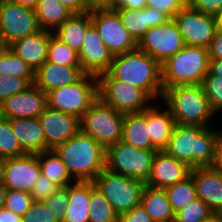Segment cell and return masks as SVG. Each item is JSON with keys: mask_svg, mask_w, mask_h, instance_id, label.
<instances>
[{"mask_svg": "<svg viewBox=\"0 0 222 222\" xmlns=\"http://www.w3.org/2000/svg\"><path fill=\"white\" fill-rule=\"evenodd\" d=\"M54 151L73 181L93 182L106 168V149L81 130Z\"/></svg>", "mask_w": 222, "mask_h": 222, "instance_id": "obj_1", "label": "cell"}, {"mask_svg": "<svg viewBox=\"0 0 222 222\" xmlns=\"http://www.w3.org/2000/svg\"><path fill=\"white\" fill-rule=\"evenodd\" d=\"M107 72L115 80L143 89L153 100L163 97L161 64L139 48L113 56Z\"/></svg>", "mask_w": 222, "mask_h": 222, "instance_id": "obj_2", "label": "cell"}, {"mask_svg": "<svg viewBox=\"0 0 222 222\" xmlns=\"http://www.w3.org/2000/svg\"><path fill=\"white\" fill-rule=\"evenodd\" d=\"M218 130L176 124L164 151L190 168L210 167L214 160Z\"/></svg>", "mask_w": 222, "mask_h": 222, "instance_id": "obj_3", "label": "cell"}, {"mask_svg": "<svg viewBox=\"0 0 222 222\" xmlns=\"http://www.w3.org/2000/svg\"><path fill=\"white\" fill-rule=\"evenodd\" d=\"M162 98L178 125L209 127L215 116L202 85L165 88Z\"/></svg>", "mask_w": 222, "mask_h": 222, "instance_id": "obj_4", "label": "cell"}, {"mask_svg": "<svg viewBox=\"0 0 222 222\" xmlns=\"http://www.w3.org/2000/svg\"><path fill=\"white\" fill-rule=\"evenodd\" d=\"M209 51L185 45L162 65V87L201 85L209 69Z\"/></svg>", "mask_w": 222, "mask_h": 222, "instance_id": "obj_5", "label": "cell"}, {"mask_svg": "<svg viewBox=\"0 0 222 222\" xmlns=\"http://www.w3.org/2000/svg\"><path fill=\"white\" fill-rule=\"evenodd\" d=\"M98 98V78L92 74H84L74 84L47 93L49 108L74 115L78 119Z\"/></svg>", "mask_w": 222, "mask_h": 222, "instance_id": "obj_6", "label": "cell"}, {"mask_svg": "<svg viewBox=\"0 0 222 222\" xmlns=\"http://www.w3.org/2000/svg\"><path fill=\"white\" fill-rule=\"evenodd\" d=\"M124 114L98 98L80 119V130L105 149L122 140Z\"/></svg>", "mask_w": 222, "mask_h": 222, "instance_id": "obj_7", "label": "cell"}, {"mask_svg": "<svg viewBox=\"0 0 222 222\" xmlns=\"http://www.w3.org/2000/svg\"><path fill=\"white\" fill-rule=\"evenodd\" d=\"M99 98L122 114L141 113L153 99L141 88L115 80L108 72L97 76ZM149 104V105H148Z\"/></svg>", "mask_w": 222, "mask_h": 222, "instance_id": "obj_8", "label": "cell"}, {"mask_svg": "<svg viewBox=\"0 0 222 222\" xmlns=\"http://www.w3.org/2000/svg\"><path fill=\"white\" fill-rule=\"evenodd\" d=\"M157 151L136 148L121 140L106 149V168L111 172L146 182Z\"/></svg>", "mask_w": 222, "mask_h": 222, "instance_id": "obj_9", "label": "cell"}, {"mask_svg": "<svg viewBox=\"0 0 222 222\" xmlns=\"http://www.w3.org/2000/svg\"><path fill=\"white\" fill-rule=\"evenodd\" d=\"M95 187L107 198L120 215L140 205L145 182L117 174L105 168L93 181Z\"/></svg>", "mask_w": 222, "mask_h": 222, "instance_id": "obj_10", "label": "cell"}, {"mask_svg": "<svg viewBox=\"0 0 222 222\" xmlns=\"http://www.w3.org/2000/svg\"><path fill=\"white\" fill-rule=\"evenodd\" d=\"M39 30L34 9L0 0V39L3 47H9Z\"/></svg>", "mask_w": 222, "mask_h": 222, "instance_id": "obj_11", "label": "cell"}, {"mask_svg": "<svg viewBox=\"0 0 222 222\" xmlns=\"http://www.w3.org/2000/svg\"><path fill=\"white\" fill-rule=\"evenodd\" d=\"M90 18L104 45L113 56L138 48V43L123 26L116 11L108 9L91 10Z\"/></svg>", "mask_w": 222, "mask_h": 222, "instance_id": "obj_12", "label": "cell"}, {"mask_svg": "<svg viewBox=\"0 0 222 222\" xmlns=\"http://www.w3.org/2000/svg\"><path fill=\"white\" fill-rule=\"evenodd\" d=\"M185 45L183 36L173 19L150 28L138 42V48L161 65Z\"/></svg>", "mask_w": 222, "mask_h": 222, "instance_id": "obj_13", "label": "cell"}, {"mask_svg": "<svg viewBox=\"0 0 222 222\" xmlns=\"http://www.w3.org/2000/svg\"><path fill=\"white\" fill-rule=\"evenodd\" d=\"M185 44L209 48L217 32L215 17L186 5L174 17Z\"/></svg>", "mask_w": 222, "mask_h": 222, "instance_id": "obj_14", "label": "cell"}, {"mask_svg": "<svg viewBox=\"0 0 222 222\" xmlns=\"http://www.w3.org/2000/svg\"><path fill=\"white\" fill-rule=\"evenodd\" d=\"M47 107V94L33 83L6 98L0 104V116L7 119L38 118Z\"/></svg>", "mask_w": 222, "mask_h": 222, "instance_id": "obj_15", "label": "cell"}, {"mask_svg": "<svg viewBox=\"0 0 222 222\" xmlns=\"http://www.w3.org/2000/svg\"><path fill=\"white\" fill-rule=\"evenodd\" d=\"M45 136V151L54 150L80 130V119L47 107L38 117Z\"/></svg>", "mask_w": 222, "mask_h": 222, "instance_id": "obj_16", "label": "cell"}, {"mask_svg": "<svg viewBox=\"0 0 222 222\" xmlns=\"http://www.w3.org/2000/svg\"><path fill=\"white\" fill-rule=\"evenodd\" d=\"M78 59L81 70L85 74L98 76L110 69L113 55L104 45L93 25L86 30Z\"/></svg>", "mask_w": 222, "mask_h": 222, "instance_id": "obj_17", "label": "cell"}, {"mask_svg": "<svg viewBox=\"0 0 222 222\" xmlns=\"http://www.w3.org/2000/svg\"><path fill=\"white\" fill-rule=\"evenodd\" d=\"M40 173L37 154H24L18 157L6 158L3 185L7 190L31 193L34 182Z\"/></svg>", "mask_w": 222, "mask_h": 222, "instance_id": "obj_18", "label": "cell"}, {"mask_svg": "<svg viewBox=\"0 0 222 222\" xmlns=\"http://www.w3.org/2000/svg\"><path fill=\"white\" fill-rule=\"evenodd\" d=\"M190 171L191 168L185 162L177 160L164 150L157 151L152 162L151 173L145 184L165 190L186 178Z\"/></svg>", "mask_w": 222, "mask_h": 222, "instance_id": "obj_19", "label": "cell"}, {"mask_svg": "<svg viewBox=\"0 0 222 222\" xmlns=\"http://www.w3.org/2000/svg\"><path fill=\"white\" fill-rule=\"evenodd\" d=\"M190 174L197 197L203 200L215 214H222V173L211 167L191 168Z\"/></svg>", "mask_w": 222, "mask_h": 222, "instance_id": "obj_20", "label": "cell"}, {"mask_svg": "<svg viewBox=\"0 0 222 222\" xmlns=\"http://www.w3.org/2000/svg\"><path fill=\"white\" fill-rule=\"evenodd\" d=\"M52 34V31L40 29L15 41L9 48L35 72L47 61L48 42Z\"/></svg>", "mask_w": 222, "mask_h": 222, "instance_id": "obj_21", "label": "cell"}, {"mask_svg": "<svg viewBox=\"0 0 222 222\" xmlns=\"http://www.w3.org/2000/svg\"><path fill=\"white\" fill-rule=\"evenodd\" d=\"M121 23L138 43L144 34L152 27L167 23L170 18L151 7L142 9H120L116 11Z\"/></svg>", "mask_w": 222, "mask_h": 222, "instance_id": "obj_22", "label": "cell"}, {"mask_svg": "<svg viewBox=\"0 0 222 222\" xmlns=\"http://www.w3.org/2000/svg\"><path fill=\"white\" fill-rule=\"evenodd\" d=\"M85 73L81 66H63L46 61L34 73V84L46 94L53 89L74 84Z\"/></svg>", "mask_w": 222, "mask_h": 222, "instance_id": "obj_23", "label": "cell"}, {"mask_svg": "<svg viewBox=\"0 0 222 222\" xmlns=\"http://www.w3.org/2000/svg\"><path fill=\"white\" fill-rule=\"evenodd\" d=\"M12 132L26 154L45 151V136L38 118L10 119Z\"/></svg>", "mask_w": 222, "mask_h": 222, "instance_id": "obj_24", "label": "cell"}, {"mask_svg": "<svg viewBox=\"0 0 222 222\" xmlns=\"http://www.w3.org/2000/svg\"><path fill=\"white\" fill-rule=\"evenodd\" d=\"M145 120L151 142L158 150H164L176 125L170 110L161 111L153 104L145 110Z\"/></svg>", "mask_w": 222, "mask_h": 222, "instance_id": "obj_25", "label": "cell"}, {"mask_svg": "<svg viewBox=\"0 0 222 222\" xmlns=\"http://www.w3.org/2000/svg\"><path fill=\"white\" fill-rule=\"evenodd\" d=\"M91 25L90 11L72 14L62 25L53 31V35L79 53L86 30Z\"/></svg>", "mask_w": 222, "mask_h": 222, "instance_id": "obj_26", "label": "cell"}, {"mask_svg": "<svg viewBox=\"0 0 222 222\" xmlns=\"http://www.w3.org/2000/svg\"><path fill=\"white\" fill-rule=\"evenodd\" d=\"M89 201L90 182L75 181L70 184L63 222H89Z\"/></svg>", "mask_w": 222, "mask_h": 222, "instance_id": "obj_27", "label": "cell"}, {"mask_svg": "<svg viewBox=\"0 0 222 222\" xmlns=\"http://www.w3.org/2000/svg\"><path fill=\"white\" fill-rule=\"evenodd\" d=\"M140 204L150 215L153 222H170L175 220V213L164 189L145 185L141 194Z\"/></svg>", "mask_w": 222, "mask_h": 222, "instance_id": "obj_28", "label": "cell"}, {"mask_svg": "<svg viewBox=\"0 0 222 222\" xmlns=\"http://www.w3.org/2000/svg\"><path fill=\"white\" fill-rule=\"evenodd\" d=\"M122 141L141 149H156L149 135L145 110L141 113L124 114Z\"/></svg>", "mask_w": 222, "mask_h": 222, "instance_id": "obj_29", "label": "cell"}, {"mask_svg": "<svg viewBox=\"0 0 222 222\" xmlns=\"http://www.w3.org/2000/svg\"><path fill=\"white\" fill-rule=\"evenodd\" d=\"M34 10L40 29L52 32L73 14L58 0H38Z\"/></svg>", "mask_w": 222, "mask_h": 222, "instance_id": "obj_30", "label": "cell"}, {"mask_svg": "<svg viewBox=\"0 0 222 222\" xmlns=\"http://www.w3.org/2000/svg\"><path fill=\"white\" fill-rule=\"evenodd\" d=\"M40 171L59 187L68 186L75 181L68 173L65 164L54 150H46L37 154Z\"/></svg>", "mask_w": 222, "mask_h": 222, "instance_id": "obj_31", "label": "cell"}, {"mask_svg": "<svg viewBox=\"0 0 222 222\" xmlns=\"http://www.w3.org/2000/svg\"><path fill=\"white\" fill-rule=\"evenodd\" d=\"M34 73L9 47H3L0 50V74L4 77L25 78L30 84H33Z\"/></svg>", "mask_w": 222, "mask_h": 222, "instance_id": "obj_32", "label": "cell"}, {"mask_svg": "<svg viewBox=\"0 0 222 222\" xmlns=\"http://www.w3.org/2000/svg\"><path fill=\"white\" fill-rule=\"evenodd\" d=\"M89 222H118L119 214L107 198L90 182Z\"/></svg>", "mask_w": 222, "mask_h": 222, "instance_id": "obj_33", "label": "cell"}, {"mask_svg": "<svg viewBox=\"0 0 222 222\" xmlns=\"http://www.w3.org/2000/svg\"><path fill=\"white\" fill-rule=\"evenodd\" d=\"M165 191L175 214L189 202L197 198L196 188L191 174L178 183L166 188Z\"/></svg>", "mask_w": 222, "mask_h": 222, "instance_id": "obj_34", "label": "cell"}, {"mask_svg": "<svg viewBox=\"0 0 222 222\" xmlns=\"http://www.w3.org/2000/svg\"><path fill=\"white\" fill-rule=\"evenodd\" d=\"M47 61L63 66H80L78 53L53 34L48 42Z\"/></svg>", "mask_w": 222, "mask_h": 222, "instance_id": "obj_35", "label": "cell"}, {"mask_svg": "<svg viewBox=\"0 0 222 222\" xmlns=\"http://www.w3.org/2000/svg\"><path fill=\"white\" fill-rule=\"evenodd\" d=\"M26 154L12 132L10 119L0 116V157L11 158Z\"/></svg>", "mask_w": 222, "mask_h": 222, "instance_id": "obj_36", "label": "cell"}, {"mask_svg": "<svg viewBox=\"0 0 222 222\" xmlns=\"http://www.w3.org/2000/svg\"><path fill=\"white\" fill-rule=\"evenodd\" d=\"M215 213L198 197L175 214V222H205Z\"/></svg>", "mask_w": 222, "mask_h": 222, "instance_id": "obj_37", "label": "cell"}, {"mask_svg": "<svg viewBox=\"0 0 222 222\" xmlns=\"http://www.w3.org/2000/svg\"><path fill=\"white\" fill-rule=\"evenodd\" d=\"M64 212L47 208L43 201H33L30 209L22 216V222H63Z\"/></svg>", "mask_w": 222, "mask_h": 222, "instance_id": "obj_38", "label": "cell"}, {"mask_svg": "<svg viewBox=\"0 0 222 222\" xmlns=\"http://www.w3.org/2000/svg\"><path fill=\"white\" fill-rule=\"evenodd\" d=\"M202 87L214 115L222 111V79L212 76L209 72L202 82Z\"/></svg>", "mask_w": 222, "mask_h": 222, "instance_id": "obj_39", "label": "cell"}, {"mask_svg": "<svg viewBox=\"0 0 222 222\" xmlns=\"http://www.w3.org/2000/svg\"><path fill=\"white\" fill-rule=\"evenodd\" d=\"M33 201L30 193L8 190L4 207L17 215L23 216L30 209Z\"/></svg>", "mask_w": 222, "mask_h": 222, "instance_id": "obj_40", "label": "cell"}, {"mask_svg": "<svg viewBox=\"0 0 222 222\" xmlns=\"http://www.w3.org/2000/svg\"><path fill=\"white\" fill-rule=\"evenodd\" d=\"M30 85L31 84L25 78L13 76L4 77L0 74V104L6 98L22 92Z\"/></svg>", "mask_w": 222, "mask_h": 222, "instance_id": "obj_41", "label": "cell"}, {"mask_svg": "<svg viewBox=\"0 0 222 222\" xmlns=\"http://www.w3.org/2000/svg\"><path fill=\"white\" fill-rule=\"evenodd\" d=\"M60 187L40 173L31 190L34 201H45L52 194L56 193Z\"/></svg>", "mask_w": 222, "mask_h": 222, "instance_id": "obj_42", "label": "cell"}, {"mask_svg": "<svg viewBox=\"0 0 222 222\" xmlns=\"http://www.w3.org/2000/svg\"><path fill=\"white\" fill-rule=\"evenodd\" d=\"M187 5V0H147L146 7H151L166 14L170 19Z\"/></svg>", "mask_w": 222, "mask_h": 222, "instance_id": "obj_43", "label": "cell"}, {"mask_svg": "<svg viewBox=\"0 0 222 222\" xmlns=\"http://www.w3.org/2000/svg\"><path fill=\"white\" fill-rule=\"evenodd\" d=\"M69 199V185L60 187L56 193L52 194L49 198L43 201L47 208L52 209L54 212H64Z\"/></svg>", "mask_w": 222, "mask_h": 222, "instance_id": "obj_44", "label": "cell"}, {"mask_svg": "<svg viewBox=\"0 0 222 222\" xmlns=\"http://www.w3.org/2000/svg\"><path fill=\"white\" fill-rule=\"evenodd\" d=\"M187 5L200 12L215 16L222 8V0H187Z\"/></svg>", "mask_w": 222, "mask_h": 222, "instance_id": "obj_45", "label": "cell"}, {"mask_svg": "<svg viewBox=\"0 0 222 222\" xmlns=\"http://www.w3.org/2000/svg\"><path fill=\"white\" fill-rule=\"evenodd\" d=\"M118 222H153V220L140 204L132 210L120 214Z\"/></svg>", "mask_w": 222, "mask_h": 222, "instance_id": "obj_46", "label": "cell"}, {"mask_svg": "<svg viewBox=\"0 0 222 222\" xmlns=\"http://www.w3.org/2000/svg\"><path fill=\"white\" fill-rule=\"evenodd\" d=\"M147 0H109V10L142 9L146 7Z\"/></svg>", "mask_w": 222, "mask_h": 222, "instance_id": "obj_47", "label": "cell"}, {"mask_svg": "<svg viewBox=\"0 0 222 222\" xmlns=\"http://www.w3.org/2000/svg\"><path fill=\"white\" fill-rule=\"evenodd\" d=\"M208 51L210 60L222 59V32H216Z\"/></svg>", "mask_w": 222, "mask_h": 222, "instance_id": "obj_48", "label": "cell"}, {"mask_svg": "<svg viewBox=\"0 0 222 222\" xmlns=\"http://www.w3.org/2000/svg\"><path fill=\"white\" fill-rule=\"evenodd\" d=\"M212 169L222 173V130L218 131L215 143L214 160L210 166Z\"/></svg>", "mask_w": 222, "mask_h": 222, "instance_id": "obj_49", "label": "cell"}, {"mask_svg": "<svg viewBox=\"0 0 222 222\" xmlns=\"http://www.w3.org/2000/svg\"><path fill=\"white\" fill-rule=\"evenodd\" d=\"M66 8H68L73 14L85 13L89 10L84 6L82 0H58Z\"/></svg>", "mask_w": 222, "mask_h": 222, "instance_id": "obj_50", "label": "cell"}, {"mask_svg": "<svg viewBox=\"0 0 222 222\" xmlns=\"http://www.w3.org/2000/svg\"><path fill=\"white\" fill-rule=\"evenodd\" d=\"M0 222H22V216L2 207L0 208Z\"/></svg>", "mask_w": 222, "mask_h": 222, "instance_id": "obj_51", "label": "cell"}, {"mask_svg": "<svg viewBox=\"0 0 222 222\" xmlns=\"http://www.w3.org/2000/svg\"><path fill=\"white\" fill-rule=\"evenodd\" d=\"M84 6L89 10L96 9H108L109 10V0H82Z\"/></svg>", "mask_w": 222, "mask_h": 222, "instance_id": "obj_52", "label": "cell"}, {"mask_svg": "<svg viewBox=\"0 0 222 222\" xmlns=\"http://www.w3.org/2000/svg\"><path fill=\"white\" fill-rule=\"evenodd\" d=\"M208 72L212 76L222 79V59L210 60Z\"/></svg>", "mask_w": 222, "mask_h": 222, "instance_id": "obj_53", "label": "cell"}, {"mask_svg": "<svg viewBox=\"0 0 222 222\" xmlns=\"http://www.w3.org/2000/svg\"><path fill=\"white\" fill-rule=\"evenodd\" d=\"M15 4H20L22 6H26L32 9L36 8L38 0H9Z\"/></svg>", "mask_w": 222, "mask_h": 222, "instance_id": "obj_54", "label": "cell"}, {"mask_svg": "<svg viewBox=\"0 0 222 222\" xmlns=\"http://www.w3.org/2000/svg\"><path fill=\"white\" fill-rule=\"evenodd\" d=\"M6 158L0 157V185L3 184L5 179Z\"/></svg>", "mask_w": 222, "mask_h": 222, "instance_id": "obj_55", "label": "cell"}, {"mask_svg": "<svg viewBox=\"0 0 222 222\" xmlns=\"http://www.w3.org/2000/svg\"><path fill=\"white\" fill-rule=\"evenodd\" d=\"M7 192H8L7 188L3 184H1L0 185V208L5 206Z\"/></svg>", "mask_w": 222, "mask_h": 222, "instance_id": "obj_56", "label": "cell"}, {"mask_svg": "<svg viewBox=\"0 0 222 222\" xmlns=\"http://www.w3.org/2000/svg\"><path fill=\"white\" fill-rule=\"evenodd\" d=\"M214 17H215V25H216L217 31L222 32V8Z\"/></svg>", "mask_w": 222, "mask_h": 222, "instance_id": "obj_57", "label": "cell"}, {"mask_svg": "<svg viewBox=\"0 0 222 222\" xmlns=\"http://www.w3.org/2000/svg\"><path fill=\"white\" fill-rule=\"evenodd\" d=\"M205 222H222V215L221 214H214L209 220Z\"/></svg>", "mask_w": 222, "mask_h": 222, "instance_id": "obj_58", "label": "cell"}, {"mask_svg": "<svg viewBox=\"0 0 222 222\" xmlns=\"http://www.w3.org/2000/svg\"><path fill=\"white\" fill-rule=\"evenodd\" d=\"M3 48V45H2V42H1V39H0V50Z\"/></svg>", "mask_w": 222, "mask_h": 222, "instance_id": "obj_59", "label": "cell"}]
</instances>
